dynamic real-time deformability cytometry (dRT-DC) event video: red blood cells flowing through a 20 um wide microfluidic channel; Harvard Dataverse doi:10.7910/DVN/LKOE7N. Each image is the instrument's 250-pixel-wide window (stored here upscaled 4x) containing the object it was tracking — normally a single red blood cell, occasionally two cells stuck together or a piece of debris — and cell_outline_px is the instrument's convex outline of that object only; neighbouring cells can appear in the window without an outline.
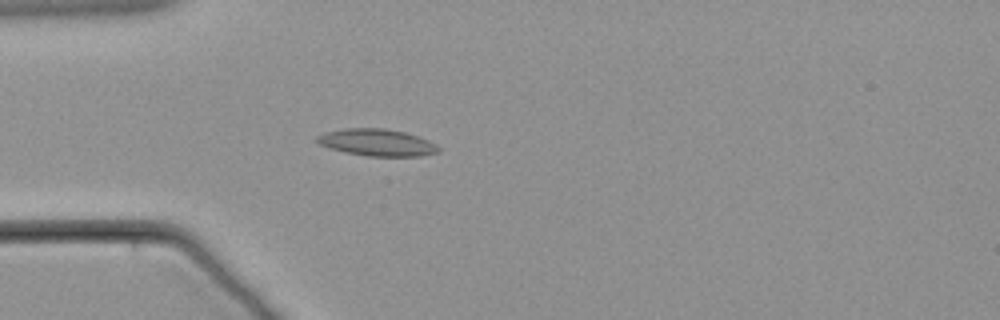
{"species": "common noctule bat (a hibernating species)", "species_latin": "Nyctalus noctula", "temperature_condition": "warm", "stored_images_in_passage": 48, "camera_frame_rate_fps": 3000, "um_per_image_px": 0.085, "animal": {"sex": "male", "body_mass_g": 21.5, "forearm_length_mm": 52.0}, "frame": {"image": 1, "passage_image": 10, "time_ms": 3.0, "image_size_px": [1000, 320], "cell_outline_px": [[440, 152], [420, 156], [368, 156], [344, 152], [320, 144], [316, 140], [316, 136], [324, 132], [344, 128], [384, 128], [404, 132], [428, 140], [436, 144], [440, 148]], "centroid_in_image_um": [32.05, 12.11], "position_along_channel_um": 53.0, "area_um2": 19.02}}
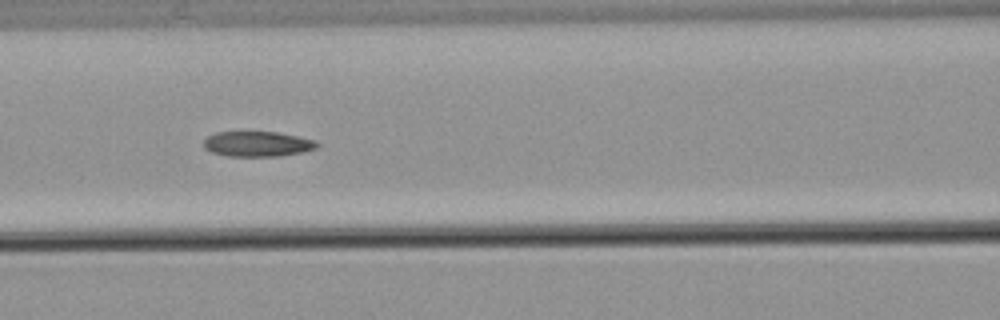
{"frame": {"image": 2, "passage_image": 19, "time_ms": 6.0, "image_size_px": [1000, 320], "cell_outline_px": [[320, 144], [316, 148], [300, 152], [280, 156], [228, 156], [212, 152], [204, 148], [204, 140], [208, 136], [216, 132], [276, 132], [316, 140]], "centroid_in_image_um": [21.88, 12.23], "position_along_channel_um": 144.7, "area_um2": 16.53}}
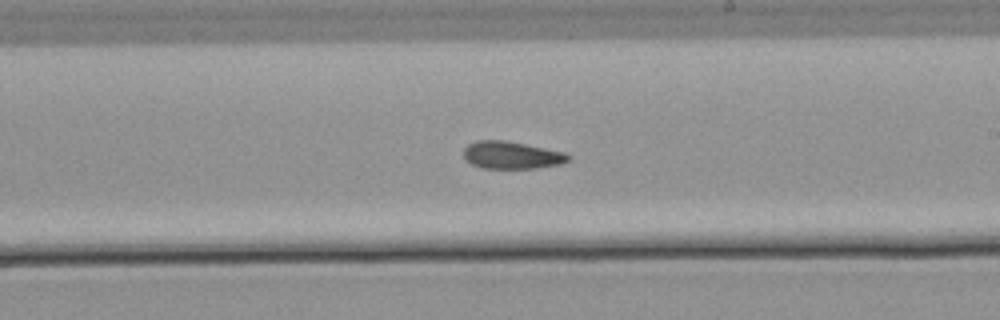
{"frame": {"image": 3, "passage_image": 28, "time_ms": 9.0, "image_size_px": [1000, 320], "cell_outline_px": [[572, 156], [568, 160], [560, 164], [536, 168], [480, 168], [472, 164], [464, 156], [464, 148], [468, 144], [476, 140], [504, 140], [564, 152]], "centroid_in_image_um": [43.48, 13.18], "position_along_channel_um": 245.5, "area_um2": 16.59}}